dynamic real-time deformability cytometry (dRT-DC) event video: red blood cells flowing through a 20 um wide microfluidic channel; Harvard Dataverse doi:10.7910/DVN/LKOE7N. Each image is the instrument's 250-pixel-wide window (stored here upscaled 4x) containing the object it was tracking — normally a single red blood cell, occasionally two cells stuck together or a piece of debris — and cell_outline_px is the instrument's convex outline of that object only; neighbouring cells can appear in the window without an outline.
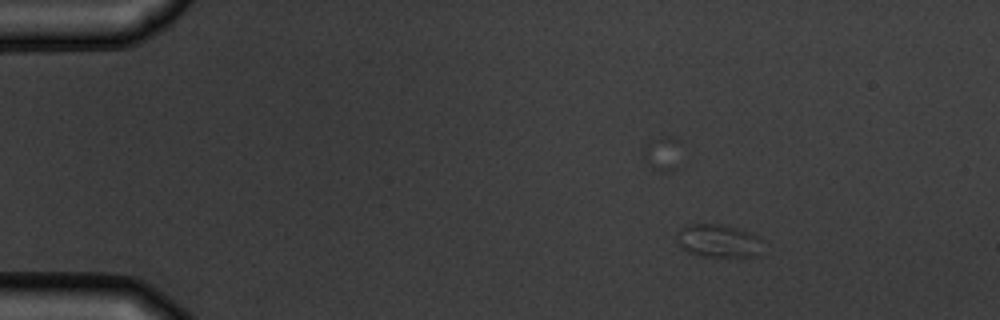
{"species": "common noctule bat (a hibernating species)", "species_latin": "Nyctalus noctula", "temperature_condition": "warm", "stored_images_in_passage": 9, "camera_frame_rate_fps": 3000, "um_per_image_px": 0.085, "animal": {"sex": "male", "body_mass_g": 19.5, "forearm_length_mm": 54.6}, "frame": {"image": 1, "passage_image": 1, "time_ms": 0.0, "image_size_px": [1000, 320], "cell_outline_px": [[760, 240], [756, 256], [700, 256], [688, 252], [680, 244], [680, 228], [688, 224], [720, 224], [736, 228], [748, 232], [756, 236]], "centroid_in_image_um": [61.03, 20.46], "position_along_channel_um": 24.0, "area_um2": 15.78}}